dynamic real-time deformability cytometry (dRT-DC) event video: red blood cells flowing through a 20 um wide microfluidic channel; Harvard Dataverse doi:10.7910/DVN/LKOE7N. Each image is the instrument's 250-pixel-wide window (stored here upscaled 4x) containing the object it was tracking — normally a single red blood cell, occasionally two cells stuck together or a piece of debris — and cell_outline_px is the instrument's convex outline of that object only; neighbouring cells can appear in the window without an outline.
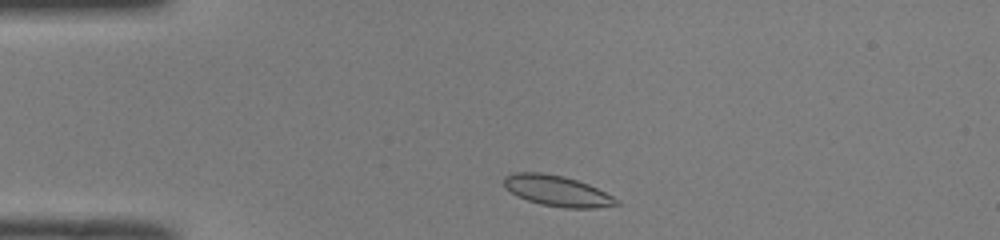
{"species": "common noctule bat (a hibernating species)", "species_latin": "Nyctalus noctula", "temperature_condition": "room temperature", "stored_images_in_passage": 41, "camera_frame_rate_fps": 3000, "um_per_image_px": 0.085, "animal": {"sex": "male", "body_mass_g": 19.0, "forearm_length_mm": 50.8}, "frame": {"image": 1, "passage_image": 2, "time_ms": 0.333, "image_size_px": [1000, 240], "cell_outline_px": [[620, 204], [596, 208], [564, 208], [540, 204], [516, 196], [504, 188], [504, 176], [512, 172], [544, 172], [564, 176], [588, 184], [620, 200]], "centroid_in_image_um": [47.32, 16.22], "position_along_channel_um": 37.7, "area_um2": 20.29}}
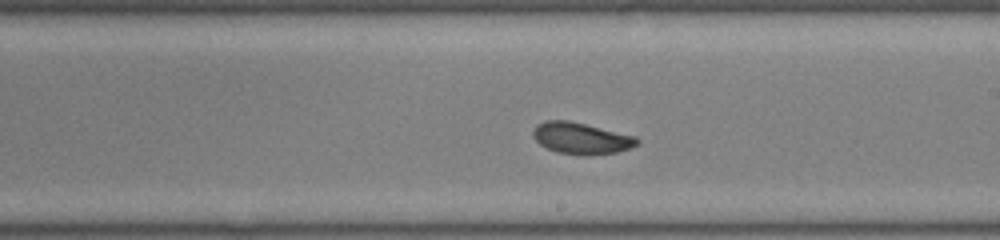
{"frame": {"image": 2, "passage_image": 20, "time_ms": 6.333, "image_size_px": [1000, 240], "cell_outline_px": [[640, 140], [636, 144], [628, 148], [616, 152], [584, 156], [556, 152], [540, 144], [532, 136], [532, 132], [536, 124], [544, 120], [568, 120], [636, 136]], "centroid_in_image_um": [49.36, 11.75], "position_along_channel_um": 239.6, "area_um2": 19.07}}
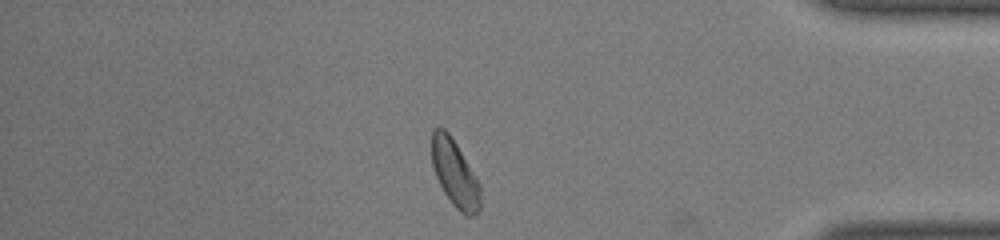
{"frame": {"image": 3, "passage_image": 34, "time_ms": 11.0, "image_size_px": [1000, 240], "cell_outline_px": [[480, 208], [476, 216], [464, 216], [452, 204], [444, 192], [436, 176], [432, 164], [432, 128], [444, 128], [448, 132], [456, 144], [480, 184]], "centroid_in_image_um": [38.67, 14.78], "position_along_channel_um": 396.5, "area_um2": 18.79}, "authors_computed_cell_mechanics": {"area_um2": 19.074, "velocity_mm_per_s": 3.9785, "shape_relaxation_time_tau1_ms": 8.2925, "shape_relaxation_time_tau2_ms": 0.7998, "deformation_change_tau1": 0.1816, "deformation_change_tau2": 0.0515}}